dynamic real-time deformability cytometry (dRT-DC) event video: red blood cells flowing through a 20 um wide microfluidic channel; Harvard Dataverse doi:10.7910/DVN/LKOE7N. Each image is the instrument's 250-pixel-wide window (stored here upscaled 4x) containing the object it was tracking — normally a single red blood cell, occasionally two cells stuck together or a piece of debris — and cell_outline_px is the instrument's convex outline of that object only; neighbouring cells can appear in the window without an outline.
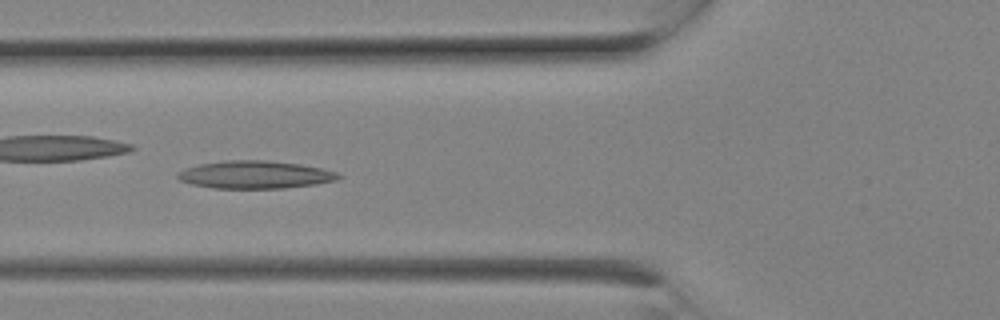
{"species": "Egyptian fruit bat (a non-hibernating species)", "species_latin": "Rousettus aegyptiacus", "temperature_condition": "room temperature", "stored_images_in_passage": 8, "camera_frame_rate_fps": 3000, "um_per_image_px": 0.085, "animal": {"sex": "female"}, "frame": {"image": 1, "passage_image": 7, "time_ms": 2.0, "image_size_px": [1000, 320], "cell_outline_px": [[344, 176], [336, 180], [316, 184], [284, 188], [212, 188], [192, 184], [180, 180], [176, 176], [184, 168], [200, 164], [224, 160], [268, 160], [300, 164], [320, 168], [336, 172]], "centroid_in_image_um": [21.69, 14.84], "position_along_channel_um": 104.1, "area_um2": 25.95}}